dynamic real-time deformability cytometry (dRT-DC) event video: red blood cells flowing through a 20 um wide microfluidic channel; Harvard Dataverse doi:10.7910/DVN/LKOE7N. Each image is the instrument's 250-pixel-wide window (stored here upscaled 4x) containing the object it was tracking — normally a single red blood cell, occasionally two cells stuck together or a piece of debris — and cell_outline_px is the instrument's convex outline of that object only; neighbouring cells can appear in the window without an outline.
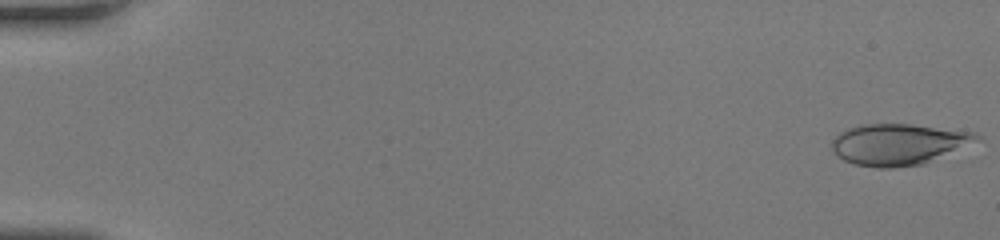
{"species": "human", "species_latin": "Homo sapiens", "temperature_condition": "room temperature", "stored_images_in_passage": 52, "camera_frame_rate_fps": 3000, "um_per_image_px": 0.085, "donor": {"sex": "female"}, "frame": {"image": 1, "passage_image": 1, "time_ms": 0.0, "image_size_px": [1000, 240], "cell_outline_px": [[980, 140], [924, 164], [892, 168], [876, 168], [856, 164], [844, 160], [836, 156], [832, 152], [832, 140], [840, 132], [848, 128], [860, 124], [912, 124], [976, 132], [980, 136]], "centroid_in_image_um": [76.36, 12.26], "position_along_channel_um": 8.6, "area_um2": 34.97}}
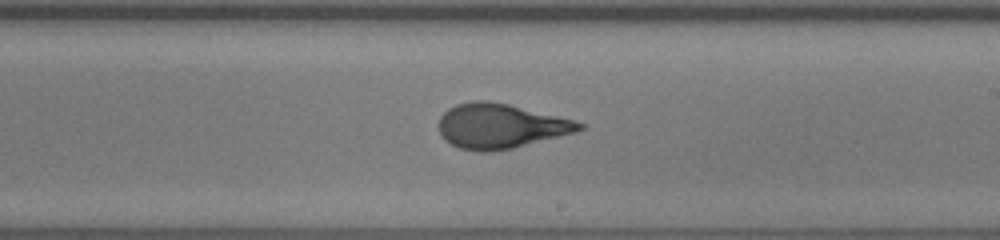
{"frame": {"image": 2, "passage_image": 32, "time_ms": 10.333, "image_size_px": [1000, 240], "cell_outline_px": [[584, 128], [576, 132], [512, 148], [488, 152], [480, 152], [460, 148], [444, 140], [440, 132], [440, 116], [448, 108], [456, 104], [472, 100], [488, 100], [508, 104], [572, 120], [584, 124]], "centroid_in_image_um": [42.5, 10.71], "position_along_channel_um": 246.5, "area_um2": 36.24}}
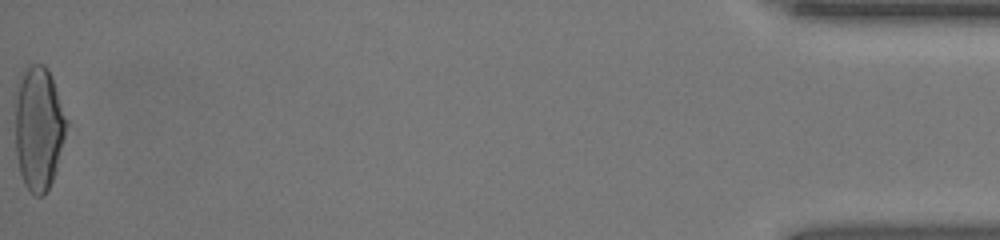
{"frame": {"image": 3, "passage_image": 52, "time_ms": 17.0, "image_size_px": [1000, 240], "cell_outline_px": [[68, 124], [56, 168], [52, 180], [44, 196], [36, 196], [24, 184], [20, 172], [16, 156], [16, 96], [20, 72], [28, 64], [44, 64], [48, 68], [68, 120]], "centroid_in_image_um": [3.28, 10.85], "position_along_channel_um": 431.9, "area_um2": 36.99}, "authors_computed_cell_mechanics": {"area_um2": 35.8649, "velocity_mm_per_s": 4.1943, "shape_relaxation_time_tau1_ms": 6.0077, "shape_relaxation_time_tau2_ms": 0.718, "deformation_change_tau1": 0.2508, "deformation_change_tau2": 0.0802}}